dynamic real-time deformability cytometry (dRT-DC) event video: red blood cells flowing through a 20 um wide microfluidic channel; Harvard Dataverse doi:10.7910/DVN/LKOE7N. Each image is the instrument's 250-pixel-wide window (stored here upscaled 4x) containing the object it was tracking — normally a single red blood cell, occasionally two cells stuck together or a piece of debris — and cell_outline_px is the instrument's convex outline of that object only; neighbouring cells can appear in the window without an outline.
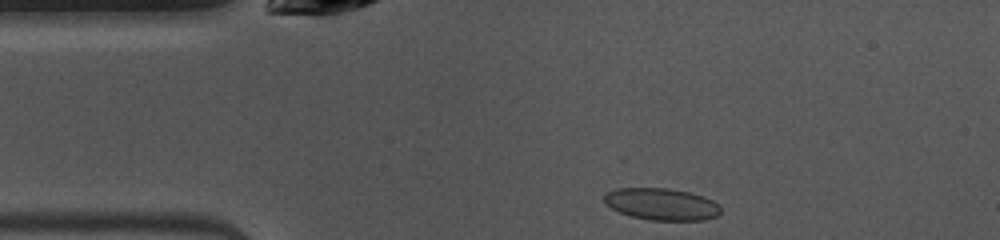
{"species": "common noctule bat (a hibernating species)", "species_latin": "Nyctalus noctula", "temperature_condition": "warm", "stored_images_in_passage": 41, "camera_frame_rate_fps": 3000, "um_per_image_px": 0.085, "animal": {"sex": "female", "body_mass_g": 10.0, "forearm_length_mm": 53.1}, "frame": {"image": 1, "passage_image": 1, "time_ms": 0.0, "image_size_px": [1000, 240], "cell_outline_px": [[720, 212], [716, 216], [704, 220], [648, 220], [632, 216], [620, 212], [604, 204], [604, 196], [608, 192], [616, 188], [668, 188], [688, 192], [704, 196], [712, 200], [720, 208]], "centroid_in_image_um": [56.21, 17.35], "position_along_channel_um": 28.8, "area_um2": 21.56}}
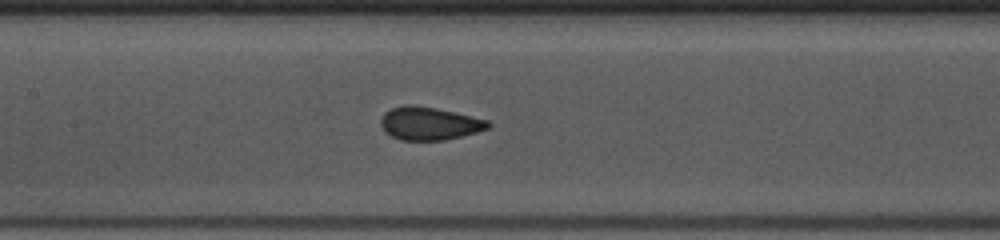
{"frame": {"image": 2, "passage_image": 14, "time_ms": 4.333, "image_size_px": [1000, 240], "cell_outline_px": [[492, 124], [488, 128], [476, 132], [444, 140], [400, 140], [384, 132], [380, 124], [380, 120], [384, 112], [392, 108], [408, 104], [412, 104], [436, 108], [488, 120]], "centroid_in_image_um": [36.45, 10.49], "position_along_channel_um": 170.9, "area_um2": 20.58}}
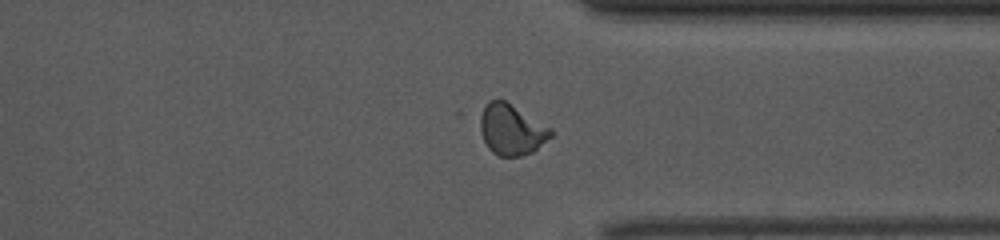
{"frame": {"image": 3, "passage_image": 29, "time_ms": 9.333, "image_size_px": [1000, 240], "cell_outline_px": [[552, 136], [532, 152], [520, 156], [500, 156], [492, 152], [488, 148], [480, 132], [476, 116], [488, 100], [504, 100], [552, 128]], "centroid_in_image_um": [43.41, 11.0], "position_along_channel_um": 368.0, "area_um2": 21.15}, "authors_computed_cell_mechanics": {"area_um2": 21.0392, "velocity_mm_per_s": 3.9892, "shape_relaxation_time_tau1_ms": 5.4636, "shape_relaxation_time_tau2_ms": 0.5471, "deformation_change_tau1": 0.1632, "deformation_change_tau2": 0.0387}}